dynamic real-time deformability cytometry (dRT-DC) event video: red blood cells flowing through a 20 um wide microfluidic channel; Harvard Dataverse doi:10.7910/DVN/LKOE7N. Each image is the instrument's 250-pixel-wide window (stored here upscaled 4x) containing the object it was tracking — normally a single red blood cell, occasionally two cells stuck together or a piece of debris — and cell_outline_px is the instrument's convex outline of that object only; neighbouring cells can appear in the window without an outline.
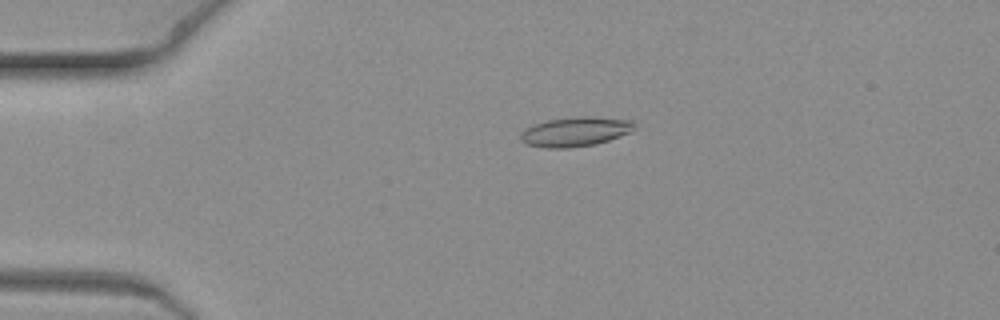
{"species": "common noctule bat (a hibernating species)", "species_latin": "Nyctalus noctula", "temperature_condition": "warm", "stored_images_in_passage": 7, "camera_frame_rate_fps": 3000, "um_per_image_px": 0.085, "animal": {"sex": "female", "body_mass_g": 19.3, "forearm_length_mm": 54.1}, "frame": {"image": 1, "passage_image": 5, "time_ms": 1.333, "image_size_px": [1000, 320], "cell_outline_px": [[636, 128], [632, 132], [596, 144], [568, 148], [544, 148], [524, 144], [520, 140], [520, 132], [532, 124], [548, 120], [572, 116], [592, 116], [636, 120]], "centroid_in_image_um": [48.92, 11.18], "position_along_channel_um": 36.1, "area_um2": 20.11}}